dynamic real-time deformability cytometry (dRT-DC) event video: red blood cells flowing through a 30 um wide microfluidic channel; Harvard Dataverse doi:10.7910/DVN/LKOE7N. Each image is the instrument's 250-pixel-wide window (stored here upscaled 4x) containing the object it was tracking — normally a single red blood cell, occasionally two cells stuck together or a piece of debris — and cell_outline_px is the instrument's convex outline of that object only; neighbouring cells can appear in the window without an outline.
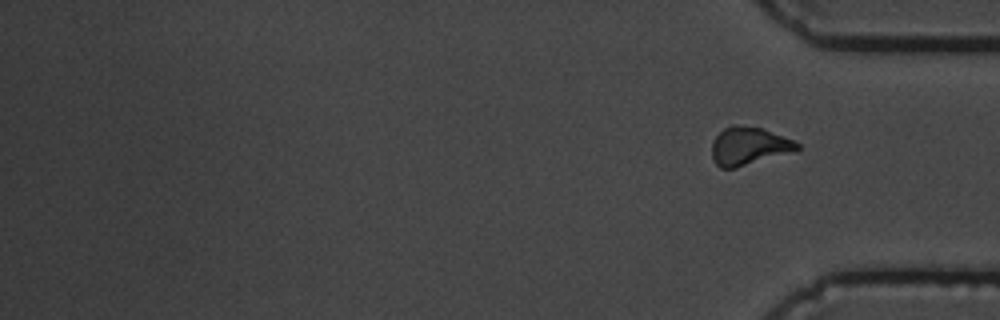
{"species": "common noctule bat (a hibernating species)", "species_latin": "Nyctalus noctula", "temperature_condition": "cold", "stored_images_in_passage": 18, "segment_of_instrument_passage": [2, 2], "camera_frame_rate_fps": 3000, "um_per_image_px": 0.085, "animal": {"sex": "male", "body_mass_g": 19.5, "forearm_length_mm": 54.6}, "frame": {"image": 1, "passage_image": 18, "time_ms": 19.333, "image_size_px": [1000, 320], "cell_outline_px": [[800, 148], [796, 152], [736, 168], [720, 168], [712, 160], [712, 140], [724, 128], [732, 124], [736, 124], [760, 128], [792, 140], [800, 144]], "centroid_in_image_um": [63.64, 12.44], "position_along_channel_um": 371.6, "area_um2": 19.07}}